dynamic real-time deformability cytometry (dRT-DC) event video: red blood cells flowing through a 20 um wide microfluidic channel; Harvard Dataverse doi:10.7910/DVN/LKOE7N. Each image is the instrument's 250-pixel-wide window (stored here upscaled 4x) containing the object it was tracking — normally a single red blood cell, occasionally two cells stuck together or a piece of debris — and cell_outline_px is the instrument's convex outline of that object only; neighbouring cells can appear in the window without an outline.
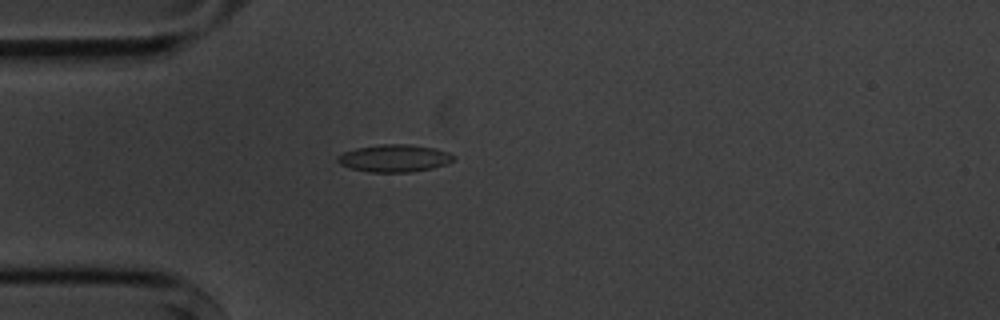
{"species": "common noctule bat (a hibernating species)", "species_latin": "Nyctalus noctula", "temperature_condition": "cold", "stored_images_in_passage": 3, "camera_frame_rate_fps": 3000, "um_per_image_px": 0.085, "animal": {"sex": "male", "body_mass_g": 20.1, "forearm_length_mm": 53.5}, "frame": {"image": 1, "passage_image": 3, "time_ms": 3.0, "image_size_px": [1000, 320], "cell_outline_px": [[456, 156], [452, 160], [444, 164], [432, 168], [412, 172], [368, 172], [348, 168], [340, 164], [336, 160], [336, 156], [344, 152], [356, 148], [384, 144], [408, 144], [436, 148], [448, 152]], "centroid_in_image_um": [33.49, 13.45], "position_along_channel_um": 51.5, "area_um2": 18.55}}